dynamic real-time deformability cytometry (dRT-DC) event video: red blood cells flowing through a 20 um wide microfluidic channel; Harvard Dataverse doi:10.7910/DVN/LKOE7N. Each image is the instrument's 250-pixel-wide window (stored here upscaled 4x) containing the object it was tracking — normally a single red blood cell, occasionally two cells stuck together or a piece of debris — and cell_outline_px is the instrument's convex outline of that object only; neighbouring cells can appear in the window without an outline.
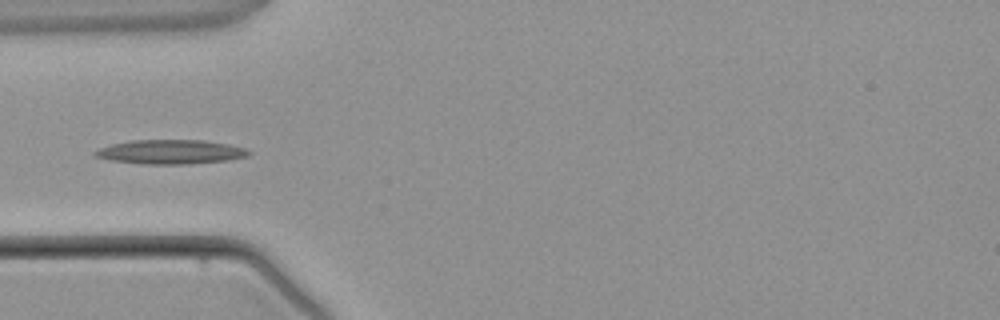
{"species": "common noctule bat (a hibernating species)", "species_latin": "Nyctalus noctula", "temperature_condition": "warm", "stored_images_in_passage": 3, "camera_frame_rate_fps": 3000, "um_per_image_px": 0.085, "animal": {"sex": "male", "body_mass_g": 21.5, "forearm_length_mm": 52.0}, "frame": {"image": 1, "passage_image": 3, "time_ms": 2.333, "image_size_px": [1000, 320], "cell_outline_px": [[252, 152], [248, 156], [228, 160], [188, 164], [140, 164], [112, 160], [92, 156], [92, 152], [100, 148], [112, 144], [132, 140], [204, 140], [228, 144], [248, 148]], "centroid_in_image_um": [14.52, 12.91], "position_along_channel_um": 70.5, "area_um2": 21.85}}